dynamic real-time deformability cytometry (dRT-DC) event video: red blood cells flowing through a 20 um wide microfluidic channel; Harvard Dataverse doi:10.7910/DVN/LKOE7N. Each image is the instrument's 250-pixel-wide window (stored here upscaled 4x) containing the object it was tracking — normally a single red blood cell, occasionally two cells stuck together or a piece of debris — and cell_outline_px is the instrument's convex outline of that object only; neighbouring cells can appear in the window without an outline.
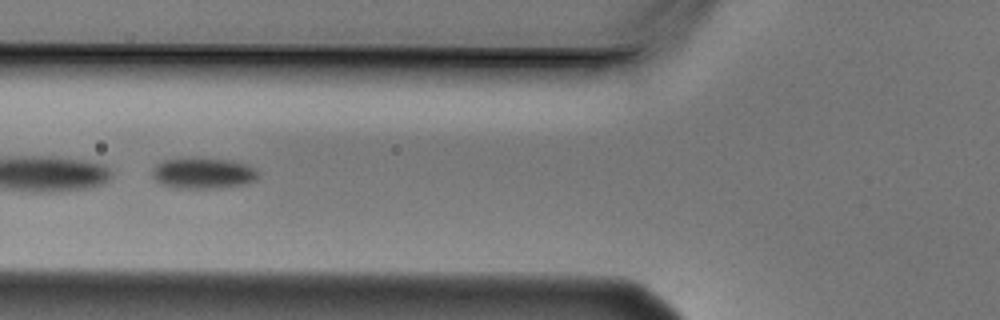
{"species": "Egyptian fruit bat (a non-hibernating species)", "species_latin": "Rousettus aegyptiacus", "temperature_condition": "cold", "stored_images_in_passage": 5, "camera_frame_rate_fps": 3000, "um_per_image_px": 0.085, "animal": {"sex": "male"}, "frame": {"image": 1, "passage_image": 2, "time_ms": 0.333, "image_size_px": [1000, 320], "cell_outline_px": [[260, 176], [256, 180], [244, 184], [220, 188], [172, 188], [160, 184], [152, 176], [152, 168], [156, 164], [164, 160], [232, 160], [248, 164], [256, 168], [260, 172]], "centroid_in_image_um": [17.32, 14.76], "position_along_channel_um": 108.5, "area_um2": 18.9}}
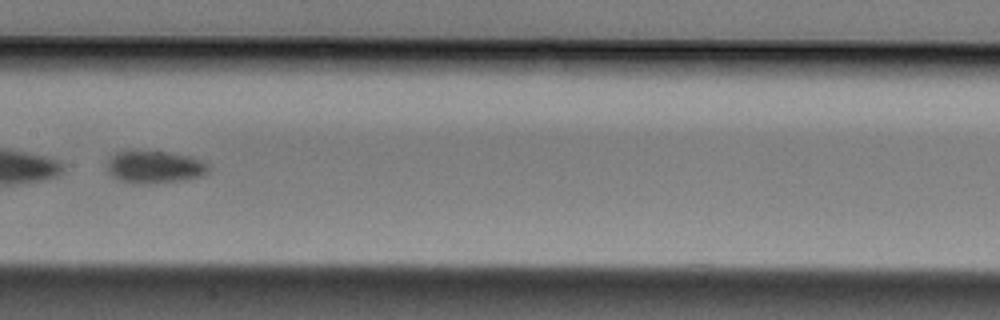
{"frame": {"image": 2, "passage_image": 4, "time_ms": 1.0, "image_size_px": [1000, 320], "cell_outline_px": [[212, 168], [204, 176], [184, 180], [152, 184], [132, 184], [120, 180], [112, 176], [108, 172], [108, 160], [116, 152], [168, 152], [192, 156], [208, 164]], "centroid_in_image_um": [13.21, 14.23], "position_along_channel_um": 194.2, "area_um2": 19.31}}
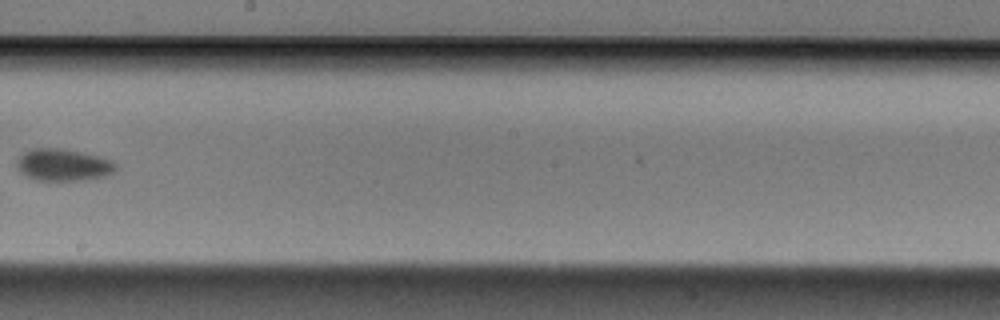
{"frame": {"image": 3, "passage_image": 5, "time_ms": 1.333, "image_size_px": [1000, 320], "cell_outline_px": [[120, 168], [116, 172], [104, 176], [84, 180], [32, 180], [20, 172], [16, 168], [16, 160], [24, 152], [32, 148], [64, 148], [100, 156], [112, 160]], "centroid_in_image_um": [5.39, 14.01], "position_along_channel_um": 242.8, "area_um2": 18.9}}